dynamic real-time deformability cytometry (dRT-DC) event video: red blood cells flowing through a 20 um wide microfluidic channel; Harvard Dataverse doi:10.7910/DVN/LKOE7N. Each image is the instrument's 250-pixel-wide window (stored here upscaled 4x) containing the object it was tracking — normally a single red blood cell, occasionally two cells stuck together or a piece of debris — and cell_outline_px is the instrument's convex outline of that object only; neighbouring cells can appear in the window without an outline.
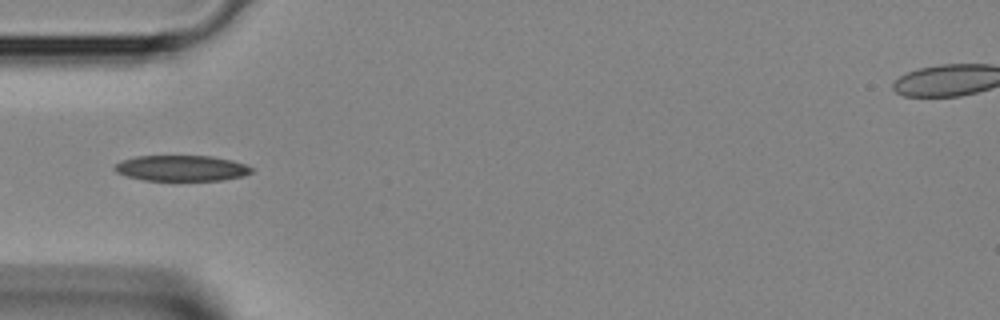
{"species": "Egyptian fruit bat (a non-hibernating species)", "species_latin": "Rousettus aegyptiacus", "temperature_condition": "room temperature", "stored_images_in_passage": 2, "camera_frame_rate_fps": 3000, "um_per_image_px": 0.085, "animal": {"sex": "female"}, "frame": {"image": 1, "passage_image": 2, "time_ms": 0.333, "image_size_px": [1000, 320], "cell_outline_px": [[252, 172], [244, 176], [220, 180], [144, 180], [128, 176], [116, 172], [112, 168], [120, 160], [136, 156], [212, 156], [232, 160], [244, 164], [252, 168]], "centroid_in_image_um": [15.41, 14.29], "position_along_channel_um": 69.6, "area_um2": 20.46}}